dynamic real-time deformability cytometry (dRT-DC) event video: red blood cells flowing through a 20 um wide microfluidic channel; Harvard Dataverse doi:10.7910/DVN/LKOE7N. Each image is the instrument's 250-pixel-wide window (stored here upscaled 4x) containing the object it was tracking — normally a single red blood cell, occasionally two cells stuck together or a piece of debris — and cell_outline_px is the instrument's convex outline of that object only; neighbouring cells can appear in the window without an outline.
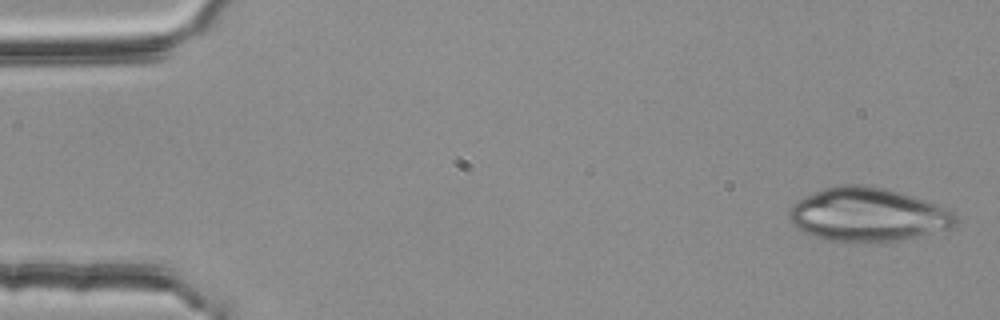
{"species": "common noctule bat (a hibernating species)", "species_latin": "Nyctalus noctula", "temperature_condition": "room temperature", "stored_images_in_passage": 5, "camera_frame_rate_fps": 3000, "um_per_image_px": 0.085, "animal": {"sex": "female", "body_mass_g": 25.1}, "frame": {"image": 1, "passage_image": 1, "time_ms": 0.0, "image_size_px": [1000, 320], "cell_outline_px": [[956, 224], [952, 228], [900, 240], [828, 240], [804, 232], [792, 224], [788, 216], [788, 208], [792, 204], [824, 188], [840, 184], [856, 184], [884, 188], [912, 196], [948, 208], [956, 212]], "centroid_in_image_um": [73.78, 18.22], "position_along_channel_um": 11.2, "area_um2": 51.15}}